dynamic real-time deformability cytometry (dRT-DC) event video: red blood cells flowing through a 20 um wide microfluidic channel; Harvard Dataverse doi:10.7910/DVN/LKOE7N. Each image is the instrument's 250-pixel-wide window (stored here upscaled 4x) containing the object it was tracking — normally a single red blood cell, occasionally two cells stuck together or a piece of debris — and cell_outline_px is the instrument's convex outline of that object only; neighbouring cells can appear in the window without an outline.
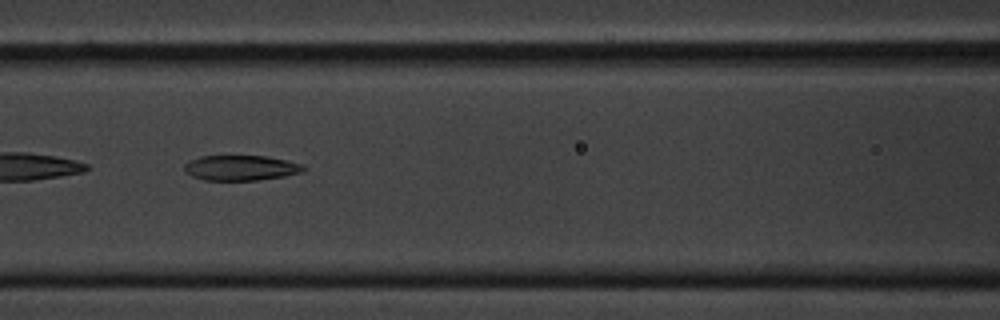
{"species": "common noctule bat (a hibernating species)", "species_latin": "Nyctalus noctula", "temperature_condition": "cold", "stored_images_in_passage": 46, "camera_frame_rate_fps": 3000, "um_per_image_px": 0.085, "animal": {"sex": "male", "body_mass_g": 20.1, "forearm_length_mm": 53.5}, "frame": {"image": 1, "passage_image": 13, "time_ms": 4.0, "image_size_px": [1000, 320], "cell_outline_px": [[308, 168], [304, 172], [284, 176], [256, 180], [204, 180], [192, 176], [184, 168], [184, 164], [200, 156], [268, 156], [300, 164]], "centroid_in_image_um": [20.5, 14.27], "position_along_channel_um": 146.1, "area_um2": 17.34}}
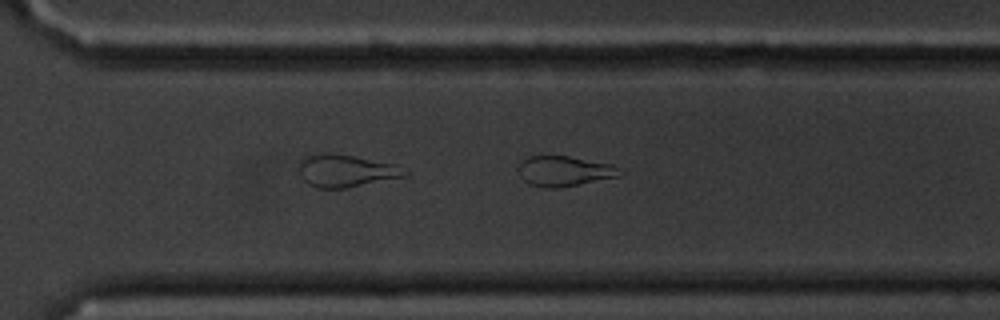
{"frame": {"image": 2, "passage_image": 29, "time_ms": 9.333, "image_size_px": [1000, 320], "cell_outline_px": [[624, 172], [620, 176], [556, 188], [544, 188], [528, 184], [520, 176], [520, 160], [528, 156], [568, 156], [612, 164]], "centroid_in_image_um": [47.96, 14.54], "position_along_channel_um": 322.6, "area_um2": 17.74}}
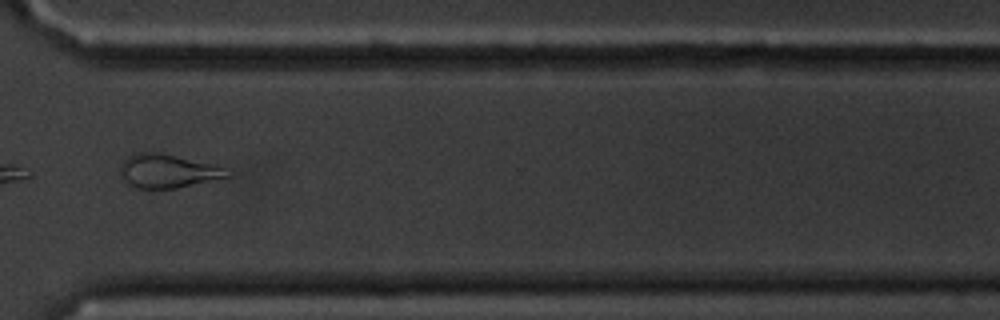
{"frame": {"image": 3, "passage_image": 32, "time_ms": 10.333, "image_size_px": [1000, 320], "cell_outline_px": [[232, 176], [176, 188], [136, 188], [128, 184], [120, 176], [120, 164], [128, 156], [136, 152], [148, 152], [172, 156], [216, 164], [224, 168]], "centroid_in_image_um": [14.23, 14.55], "position_along_channel_um": 356.4, "area_um2": 20.69}, "authors_computed_cell_mechanics": {"area_um2": 19.1318, "velocity_mm_per_s": 3.326, "shape_relaxation_time_tau1_ms": null, "shape_relaxation_time_tau2_ms": 11.3862, "deformation_change_tau1": null, "deformation_change_tau2": 0.2029}}